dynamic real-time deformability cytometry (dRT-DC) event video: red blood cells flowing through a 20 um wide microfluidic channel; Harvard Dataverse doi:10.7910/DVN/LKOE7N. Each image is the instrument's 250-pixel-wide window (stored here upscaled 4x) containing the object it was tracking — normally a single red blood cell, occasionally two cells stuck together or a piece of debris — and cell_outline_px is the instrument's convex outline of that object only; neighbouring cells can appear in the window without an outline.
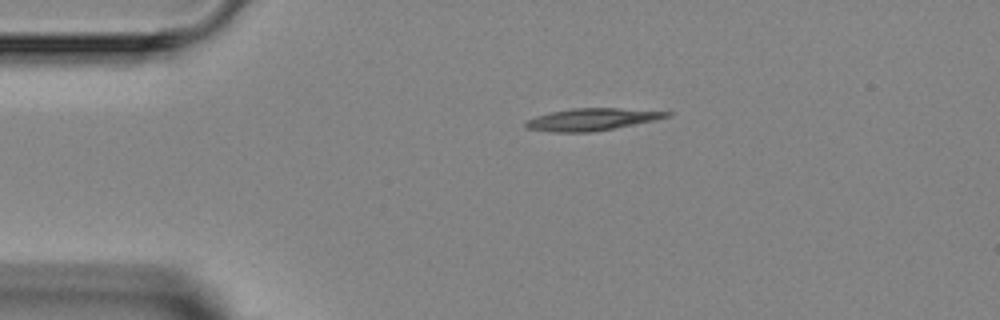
{"species": "Egyptian fruit bat (a non-hibernating species)", "species_latin": "Rousettus aegyptiacus", "temperature_condition": "room temperature", "stored_images_in_passage": 2, "camera_frame_rate_fps": 3000, "um_per_image_px": 0.085, "animal": {"sex": "female"}, "frame": {"image": 1, "passage_image": 1, "time_ms": 0.0, "image_size_px": [1000, 320], "cell_outline_px": [[672, 116], [656, 120], [616, 128], [592, 132], [556, 132], [524, 128], [524, 120], [536, 116], [552, 112], [572, 108], [616, 108], [672, 112]], "centroid_in_image_um": [50.3, 10.15], "position_along_channel_um": 34.7, "area_um2": 18.26}}